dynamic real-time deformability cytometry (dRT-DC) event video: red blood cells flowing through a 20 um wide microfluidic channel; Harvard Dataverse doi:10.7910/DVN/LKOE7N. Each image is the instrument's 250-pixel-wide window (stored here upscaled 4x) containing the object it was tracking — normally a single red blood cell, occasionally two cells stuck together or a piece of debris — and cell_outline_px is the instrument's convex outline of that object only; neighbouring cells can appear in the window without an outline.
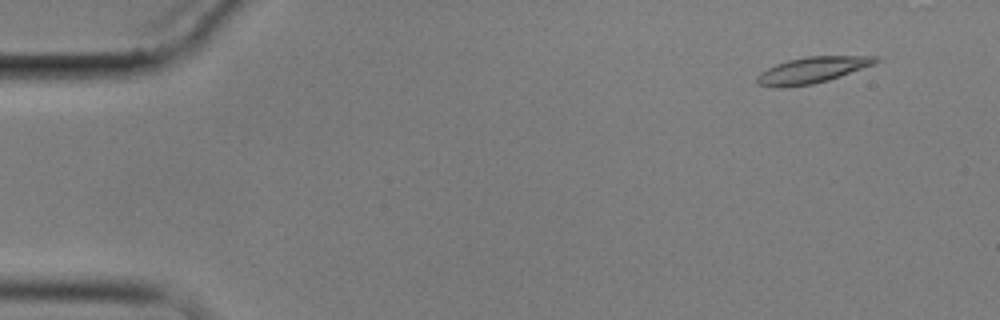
{"species": "common noctule bat (a hibernating species)", "species_latin": "Nyctalus noctula", "temperature_condition": "cold", "stored_images_in_passage": 9, "camera_frame_rate_fps": 3000, "um_per_image_px": 0.085, "animal": {"sex": "male", "body_mass_g": 17.9}, "frame": {"image": 1, "passage_image": 2, "time_ms": 1.333, "image_size_px": [1000, 320], "cell_outline_px": [[880, 60], [872, 64], [840, 76], [828, 80], [812, 84], [780, 88], [760, 84], [756, 80], [756, 76], [760, 72], [776, 64], [788, 60], [808, 56], [880, 56]], "centroid_in_image_um": [69.01, 5.95], "position_along_channel_um": 16.0, "area_um2": 17.8}}
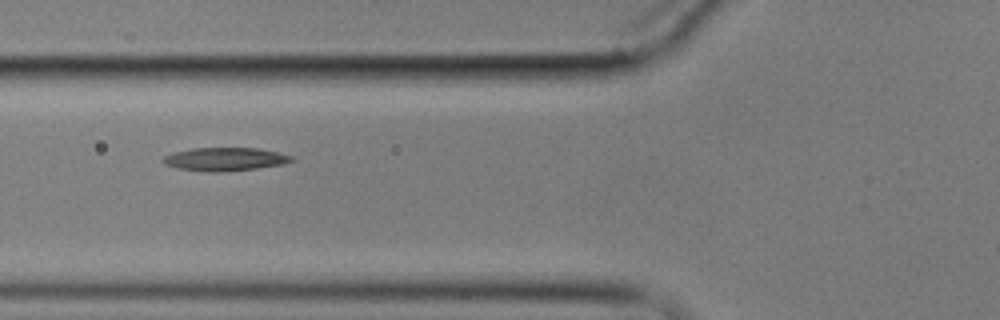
{"frame": {"image": 2, "passage_image": 6, "time_ms": 7.0, "image_size_px": [1000, 320], "cell_outline_px": [[296, 160], [284, 164], [256, 168], [220, 172], [208, 172], [176, 168], [164, 164], [160, 160], [164, 156], [172, 152], [192, 148], [260, 148], [292, 156]], "centroid_in_image_um": [19.09, 13.53], "position_along_channel_um": 106.7, "area_um2": 17.57}}
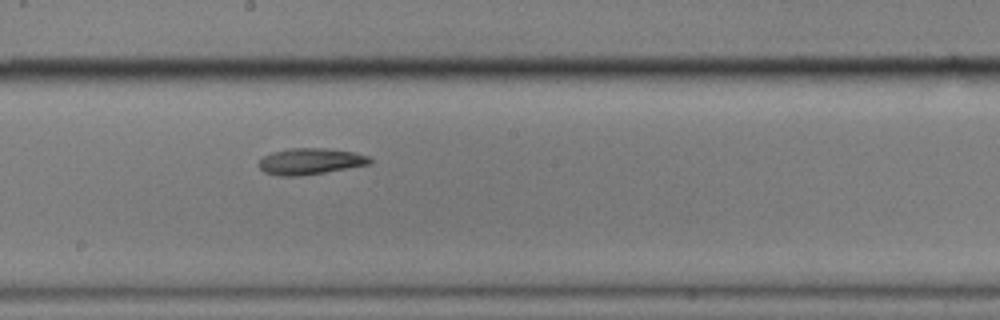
{"frame": {"image": 3, "passage_image": 9, "time_ms": 10.333, "image_size_px": [1000, 320], "cell_outline_px": [[372, 164], [300, 176], [280, 176], [264, 172], [260, 168], [260, 160], [264, 156], [272, 152], [288, 148], [328, 148], [356, 152], [368, 156], [372, 160]], "centroid_in_image_um": [26.41, 13.7], "position_along_channel_um": 221.8, "area_um2": 17.05}}